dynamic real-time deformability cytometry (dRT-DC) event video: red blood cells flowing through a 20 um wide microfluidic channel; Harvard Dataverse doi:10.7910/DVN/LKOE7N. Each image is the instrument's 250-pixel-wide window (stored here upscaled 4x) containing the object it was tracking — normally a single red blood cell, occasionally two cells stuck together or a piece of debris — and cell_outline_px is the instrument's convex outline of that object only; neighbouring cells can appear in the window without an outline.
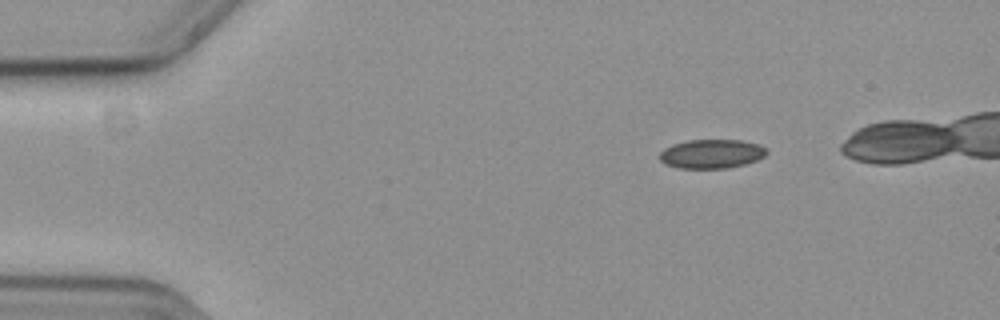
{"species": "common noctule bat (a hibernating species)", "species_latin": "Nyctalus noctula", "temperature_condition": "cold", "stored_images_in_passage": 8, "camera_frame_rate_fps": 3000, "um_per_image_px": 0.085, "animal": {"sex": "female", "body_mass_g": 19.3, "forearm_length_mm": 54.1}, "frame": {"image": 1, "passage_image": 1, "time_ms": 0.0, "image_size_px": [1000, 320], "cell_outline_px": [[768, 152], [764, 156], [756, 160], [744, 164], [724, 168], [680, 168], [664, 164], [660, 160], [660, 152], [664, 148], [672, 144], [688, 140], [744, 140], [760, 144], [768, 148]], "centroid_in_image_um": [60.5, 13.06], "position_along_channel_um": 24.5, "area_um2": 18.21}}